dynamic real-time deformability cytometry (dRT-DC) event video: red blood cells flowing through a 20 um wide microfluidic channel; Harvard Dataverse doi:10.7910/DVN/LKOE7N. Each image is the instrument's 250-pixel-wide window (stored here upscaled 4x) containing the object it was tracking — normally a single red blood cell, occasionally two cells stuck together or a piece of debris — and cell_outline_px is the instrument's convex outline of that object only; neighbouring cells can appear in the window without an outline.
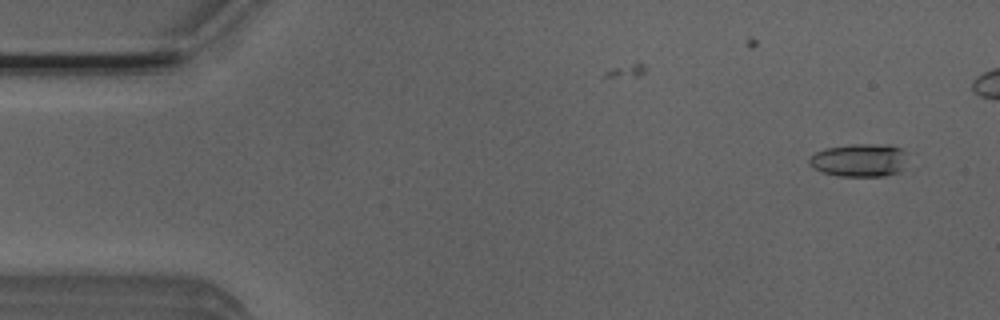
{"species": "Egyptian fruit bat (a non-hibernating species)", "species_latin": "Rousettus aegyptiacus", "temperature_condition": "room temperature", "stored_images_in_passage": 45, "camera_frame_rate_fps": 3000, "um_per_image_px": 0.085, "animal": {"sex": "male"}, "frame": {"image": 1, "passage_image": 3, "time_ms": 0.667, "image_size_px": [1000, 320], "cell_outline_px": [[904, 168], [900, 172], [884, 176], [840, 176], [824, 172], [808, 164], [808, 160], [816, 152], [824, 148], [848, 144], [888, 144], [900, 148], [904, 152]], "centroid_in_image_um": [73.05, 13.61], "position_along_channel_um": 12.0, "area_um2": 18.9}}
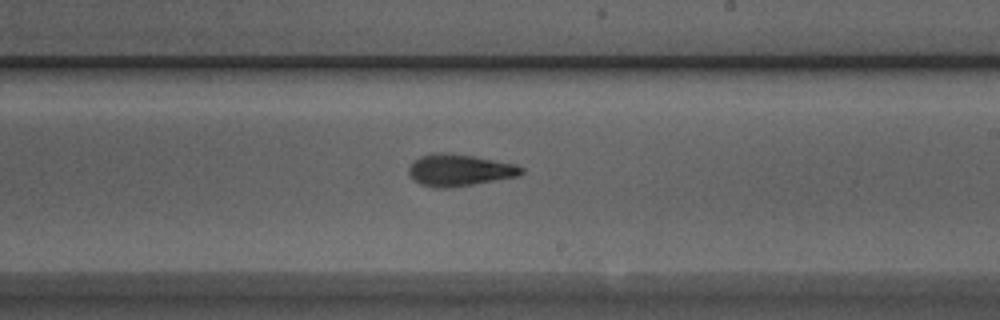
{"frame": {"image": 2, "passage_image": 30, "time_ms": 9.667, "image_size_px": [1000, 320], "cell_outline_px": [[524, 172], [520, 176], [448, 188], [432, 188], [420, 184], [408, 172], [408, 168], [412, 160], [420, 156], [432, 152], [448, 152], [472, 156], [516, 164], [524, 168]], "centroid_in_image_um": [39.03, 14.45], "position_along_channel_um": 250.0, "area_um2": 21.04}}
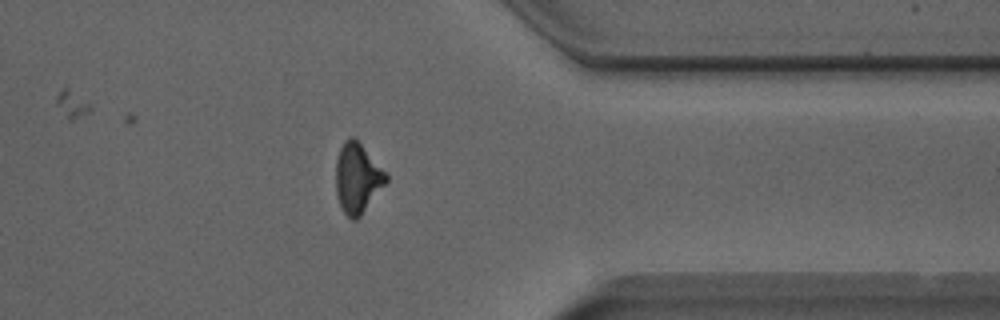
{"frame": {"image": 3, "passage_image": 41, "time_ms": 13.333, "image_size_px": [1000, 320], "cell_outline_px": [[388, 180], [360, 216], [356, 220], [352, 220], [344, 212], [340, 204], [336, 192], [336, 160], [340, 148], [344, 140], [348, 136], [352, 136], [360, 144], [388, 176]], "centroid_in_image_um": [30.35, 15.15], "position_along_channel_um": 381.0, "area_um2": 19.94}}